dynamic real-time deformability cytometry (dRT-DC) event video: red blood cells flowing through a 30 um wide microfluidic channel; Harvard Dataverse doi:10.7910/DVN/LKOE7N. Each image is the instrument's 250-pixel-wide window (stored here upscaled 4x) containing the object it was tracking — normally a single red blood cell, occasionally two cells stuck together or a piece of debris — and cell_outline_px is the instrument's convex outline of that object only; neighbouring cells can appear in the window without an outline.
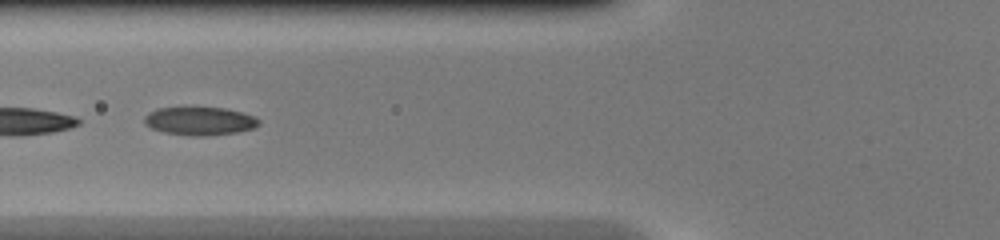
{"species": "common noctule bat (a hibernating species)", "species_latin": "Nyctalus noctula", "temperature_condition": "warm", "stored_images_in_passage": 11, "camera_frame_rate_fps": 3000, "um_per_image_px": 0.085, "animal": {"sex": "female", "body_mass_g": 20.0, "forearm_length_mm": 54.0}, "frame": {"image": 1, "passage_image": 8, "time_ms": 2.333, "image_size_px": [1000, 240], "cell_outline_px": [[260, 124], [256, 128], [236, 132], [204, 136], [192, 136], [164, 132], [152, 128], [144, 124], [144, 116], [148, 112], [156, 108], [224, 108], [256, 116], [260, 120]], "centroid_in_image_um": [16.99, 10.29], "position_along_channel_um": 108.8, "area_um2": 18.84}}